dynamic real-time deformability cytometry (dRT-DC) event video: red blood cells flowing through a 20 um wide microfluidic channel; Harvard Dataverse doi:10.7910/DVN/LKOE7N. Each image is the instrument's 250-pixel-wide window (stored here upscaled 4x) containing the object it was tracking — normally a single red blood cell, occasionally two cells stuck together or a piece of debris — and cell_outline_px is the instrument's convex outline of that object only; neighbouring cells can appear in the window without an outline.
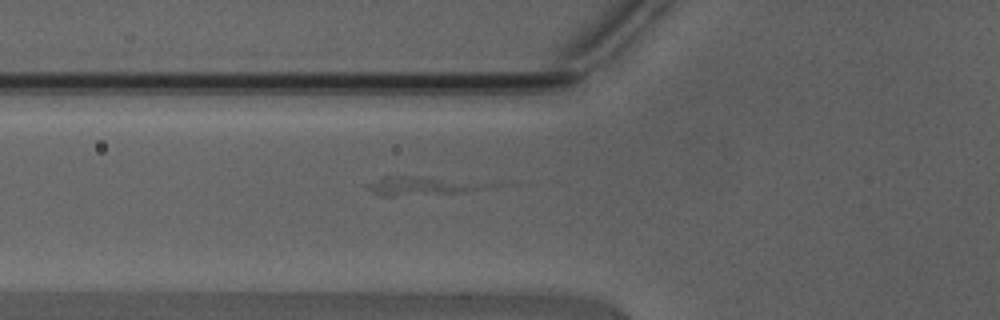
{"species": "Egyptian fruit bat (a non-hibernating species)", "species_latin": "Rousettus aegyptiacus", "temperature_condition": "warm", "stored_images_in_passage": 38, "camera_frame_rate_fps": 3000, "um_per_image_px": 0.085, "animal": {"sex": "male"}, "frame": {"image": 1, "passage_image": 14, "time_ms": 4.333, "image_size_px": [1000, 320], "cell_outline_px": [[472, 188], [464, 192], [396, 196], [380, 196], [372, 192], [368, 188], [368, 184], [384, 176], [404, 176], [440, 180], [464, 184]], "centroid_in_image_um": [35.16, 15.85], "position_along_channel_um": 90.6, "area_um2": 10.81}}
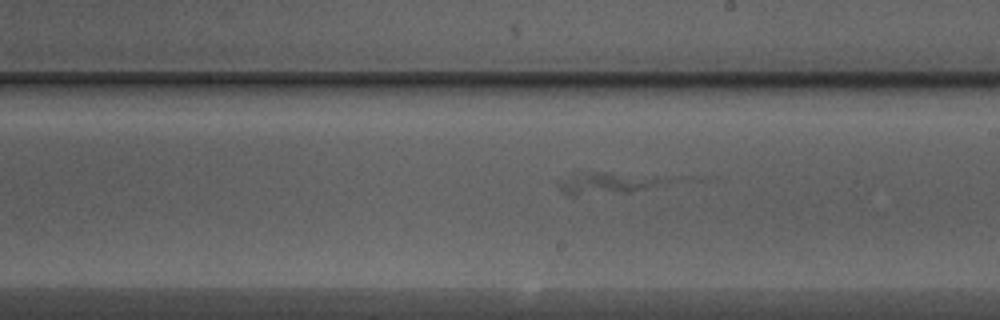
{"frame": {"image": 2, "passage_image": 24, "time_ms": 7.667, "image_size_px": [1000, 320], "cell_outline_px": [[664, 180], [656, 184], [632, 192], [576, 196], [568, 196], [560, 192], [556, 184], [556, 180], [572, 172], [604, 172], [656, 176]], "centroid_in_image_um": [51.28, 15.57], "position_along_channel_um": 237.7, "area_um2": 13.81}}
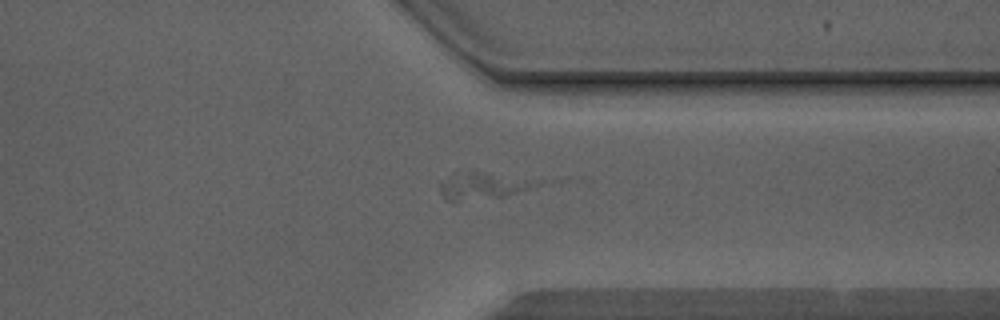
{"frame": {"image": 3, "passage_image": 33, "time_ms": 10.667, "image_size_px": [1000, 320], "cell_outline_px": [[544, 180], [540, 184], [504, 196], [456, 200], [448, 200], [440, 192], [440, 184], [456, 172], [484, 172]], "centroid_in_image_um": [41.11, 15.76], "position_along_channel_um": 370.3, "area_um2": 14.57}}